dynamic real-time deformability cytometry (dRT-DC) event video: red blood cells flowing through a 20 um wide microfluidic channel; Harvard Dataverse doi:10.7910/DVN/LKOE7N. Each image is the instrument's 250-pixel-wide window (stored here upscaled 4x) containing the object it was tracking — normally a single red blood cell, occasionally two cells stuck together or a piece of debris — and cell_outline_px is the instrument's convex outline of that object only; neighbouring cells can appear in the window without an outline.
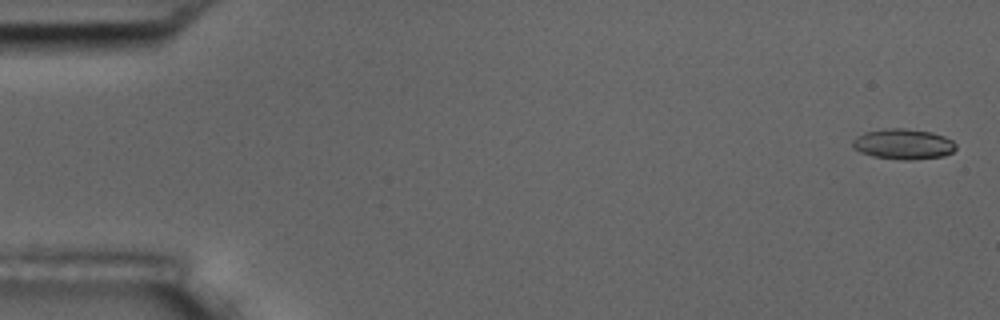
{"species": "common noctule bat (a hibernating species)", "species_latin": "Nyctalus noctula", "temperature_condition": "room temperature", "stored_images_in_passage": 11, "camera_frame_rate_fps": 3000, "um_per_image_px": 0.085, "animal": {"sex": "male", "body_mass_g": 17.5, "forearm_length_mm": 52.3}, "frame": {"image": 1, "passage_image": 1, "time_ms": 0.0, "image_size_px": [1000, 320], "cell_outline_px": [[956, 148], [952, 152], [944, 156], [912, 160], [904, 160], [872, 156], [860, 152], [852, 148], [852, 140], [856, 136], [864, 132], [884, 128], [904, 128], [932, 132], [944, 136], [952, 140], [956, 144]], "centroid_in_image_um": [76.76, 12.24], "position_along_channel_um": 8.2, "area_um2": 18.55}}
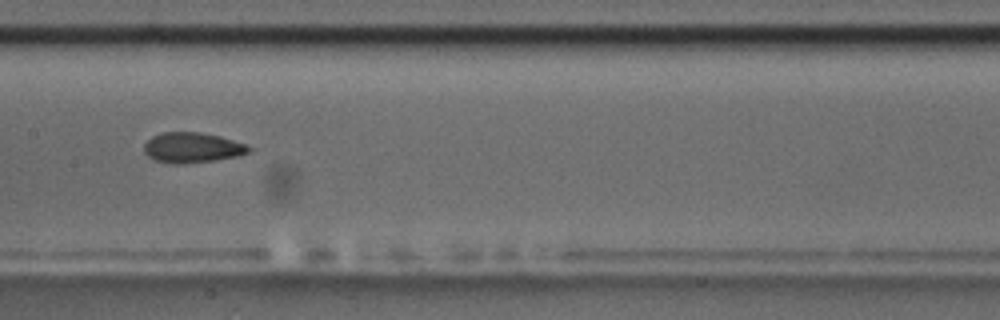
{"frame": {"image": 2, "passage_image": 8, "time_ms": 2.333, "image_size_px": [1000, 320], "cell_outline_px": [[256, 148], [240, 156], [212, 160], [176, 164], [168, 164], [156, 160], [148, 156], [144, 152], [144, 144], [152, 136], [160, 132], [200, 132], [220, 136]], "centroid_in_image_um": [16.34, 12.54], "position_along_channel_um": 191.1, "area_um2": 18.5}}
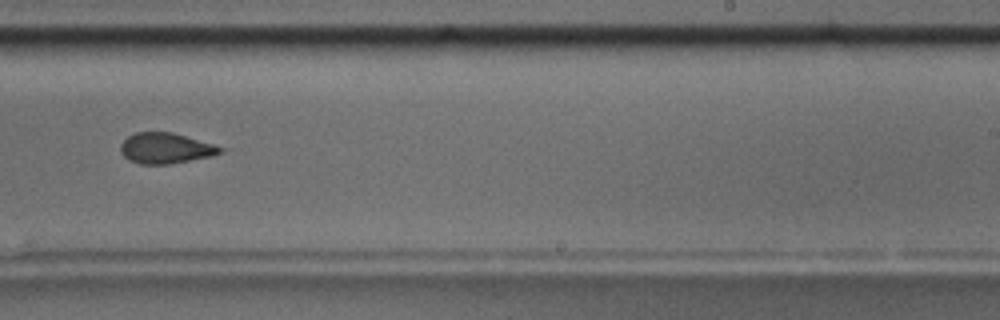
{"frame": {"image": 3, "passage_image": 10, "time_ms": 3.0, "image_size_px": [1000, 320], "cell_outline_px": [[232, 148], [224, 152], [212, 156], [168, 164], [140, 164], [124, 156], [120, 152], [120, 144], [128, 136], [136, 132], [172, 132]], "centroid_in_image_um": [14.19, 12.59], "position_along_channel_um": 274.8, "area_um2": 18.15}}